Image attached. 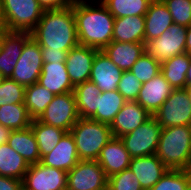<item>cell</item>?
<instances>
[{
  "label": "cell",
  "mask_w": 191,
  "mask_h": 190,
  "mask_svg": "<svg viewBox=\"0 0 191 190\" xmlns=\"http://www.w3.org/2000/svg\"><path fill=\"white\" fill-rule=\"evenodd\" d=\"M41 50L68 52L79 45L73 5L58 10H44L41 19L30 32Z\"/></svg>",
  "instance_id": "6da1fadb"
},
{
  "label": "cell",
  "mask_w": 191,
  "mask_h": 190,
  "mask_svg": "<svg viewBox=\"0 0 191 190\" xmlns=\"http://www.w3.org/2000/svg\"><path fill=\"white\" fill-rule=\"evenodd\" d=\"M92 6L89 1L73 4L79 45L103 50L112 42L114 16L99 0Z\"/></svg>",
  "instance_id": "7a4b0ae2"
},
{
  "label": "cell",
  "mask_w": 191,
  "mask_h": 190,
  "mask_svg": "<svg viewBox=\"0 0 191 190\" xmlns=\"http://www.w3.org/2000/svg\"><path fill=\"white\" fill-rule=\"evenodd\" d=\"M172 170H191V126L162 128L155 154Z\"/></svg>",
  "instance_id": "3957f363"
},
{
  "label": "cell",
  "mask_w": 191,
  "mask_h": 190,
  "mask_svg": "<svg viewBox=\"0 0 191 190\" xmlns=\"http://www.w3.org/2000/svg\"><path fill=\"white\" fill-rule=\"evenodd\" d=\"M80 160H97L102 148L113 138L110 125L80 118L71 128Z\"/></svg>",
  "instance_id": "277c9868"
},
{
  "label": "cell",
  "mask_w": 191,
  "mask_h": 190,
  "mask_svg": "<svg viewBox=\"0 0 191 190\" xmlns=\"http://www.w3.org/2000/svg\"><path fill=\"white\" fill-rule=\"evenodd\" d=\"M3 24L9 31L31 32L44 9L38 0H1Z\"/></svg>",
  "instance_id": "5b68a950"
},
{
  "label": "cell",
  "mask_w": 191,
  "mask_h": 190,
  "mask_svg": "<svg viewBox=\"0 0 191 190\" xmlns=\"http://www.w3.org/2000/svg\"><path fill=\"white\" fill-rule=\"evenodd\" d=\"M162 127L152 116L132 132L123 135L126 150L133 157H142L156 154Z\"/></svg>",
  "instance_id": "8992f818"
},
{
  "label": "cell",
  "mask_w": 191,
  "mask_h": 190,
  "mask_svg": "<svg viewBox=\"0 0 191 190\" xmlns=\"http://www.w3.org/2000/svg\"><path fill=\"white\" fill-rule=\"evenodd\" d=\"M187 27L173 23L160 37L145 43V52L162 63L186 52Z\"/></svg>",
  "instance_id": "52a82bcc"
},
{
  "label": "cell",
  "mask_w": 191,
  "mask_h": 190,
  "mask_svg": "<svg viewBox=\"0 0 191 190\" xmlns=\"http://www.w3.org/2000/svg\"><path fill=\"white\" fill-rule=\"evenodd\" d=\"M153 117L162 128L191 126V101L184 89H174Z\"/></svg>",
  "instance_id": "ba28073f"
},
{
  "label": "cell",
  "mask_w": 191,
  "mask_h": 190,
  "mask_svg": "<svg viewBox=\"0 0 191 190\" xmlns=\"http://www.w3.org/2000/svg\"><path fill=\"white\" fill-rule=\"evenodd\" d=\"M80 119L73 92L55 95L38 120L44 124L70 132Z\"/></svg>",
  "instance_id": "9c48e42d"
},
{
  "label": "cell",
  "mask_w": 191,
  "mask_h": 190,
  "mask_svg": "<svg viewBox=\"0 0 191 190\" xmlns=\"http://www.w3.org/2000/svg\"><path fill=\"white\" fill-rule=\"evenodd\" d=\"M108 178L96 160H80L67 174L66 190H107Z\"/></svg>",
  "instance_id": "30bf717a"
},
{
  "label": "cell",
  "mask_w": 191,
  "mask_h": 190,
  "mask_svg": "<svg viewBox=\"0 0 191 190\" xmlns=\"http://www.w3.org/2000/svg\"><path fill=\"white\" fill-rule=\"evenodd\" d=\"M42 66L41 47L30 37L23 46L21 56L10 78L25 87L30 86L38 82Z\"/></svg>",
  "instance_id": "8fae6325"
},
{
  "label": "cell",
  "mask_w": 191,
  "mask_h": 190,
  "mask_svg": "<svg viewBox=\"0 0 191 190\" xmlns=\"http://www.w3.org/2000/svg\"><path fill=\"white\" fill-rule=\"evenodd\" d=\"M67 171L43 165L29 166L22 180L23 190H66Z\"/></svg>",
  "instance_id": "7c38bea8"
},
{
  "label": "cell",
  "mask_w": 191,
  "mask_h": 190,
  "mask_svg": "<svg viewBox=\"0 0 191 190\" xmlns=\"http://www.w3.org/2000/svg\"><path fill=\"white\" fill-rule=\"evenodd\" d=\"M98 51L92 47L77 45L67 52L65 64L74 87L90 79L94 57Z\"/></svg>",
  "instance_id": "4fadbf2b"
},
{
  "label": "cell",
  "mask_w": 191,
  "mask_h": 190,
  "mask_svg": "<svg viewBox=\"0 0 191 190\" xmlns=\"http://www.w3.org/2000/svg\"><path fill=\"white\" fill-rule=\"evenodd\" d=\"M173 90V87L160 72L142 84L136 101L153 116Z\"/></svg>",
  "instance_id": "5bb4252c"
},
{
  "label": "cell",
  "mask_w": 191,
  "mask_h": 190,
  "mask_svg": "<svg viewBox=\"0 0 191 190\" xmlns=\"http://www.w3.org/2000/svg\"><path fill=\"white\" fill-rule=\"evenodd\" d=\"M152 115L137 101H126L110 125L113 137L120 138L139 127Z\"/></svg>",
  "instance_id": "9a60e30c"
},
{
  "label": "cell",
  "mask_w": 191,
  "mask_h": 190,
  "mask_svg": "<svg viewBox=\"0 0 191 190\" xmlns=\"http://www.w3.org/2000/svg\"><path fill=\"white\" fill-rule=\"evenodd\" d=\"M132 157L120 138L113 137L100 151L97 162L103 168L105 175L111 177L129 168Z\"/></svg>",
  "instance_id": "2e32d148"
},
{
  "label": "cell",
  "mask_w": 191,
  "mask_h": 190,
  "mask_svg": "<svg viewBox=\"0 0 191 190\" xmlns=\"http://www.w3.org/2000/svg\"><path fill=\"white\" fill-rule=\"evenodd\" d=\"M123 71L119 69L101 50L94 57L90 81L102 91L117 90Z\"/></svg>",
  "instance_id": "e0dca14e"
},
{
  "label": "cell",
  "mask_w": 191,
  "mask_h": 190,
  "mask_svg": "<svg viewBox=\"0 0 191 190\" xmlns=\"http://www.w3.org/2000/svg\"><path fill=\"white\" fill-rule=\"evenodd\" d=\"M79 161L75 140L70 132H66L57 146L41 158L43 165L67 172Z\"/></svg>",
  "instance_id": "ac0fdd59"
},
{
  "label": "cell",
  "mask_w": 191,
  "mask_h": 190,
  "mask_svg": "<svg viewBox=\"0 0 191 190\" xmlns=\"http://www.w3.org/2000/svg\"><path fill=\"white\" fill-rule=\"evenodd\" d=\"M129 168L139 180L143 190H150L169 170L155 154L133 157Z\"/></svg>",
  "instance_id": "d6986e66"
},
{
  "label": "cell",
  "mask_w": 191,
  "mask_h": 190,
  "mask_svg": "<svg viewBox=\"0 0 191 190\" xmlns=\"http://www.w3.org/2000/svg\"><path fill=\"white\" fill-rule=\"evenodd\" d=\"M31 37L30 32L9 31L0 50V73L4 78H10L21 56L25 42Z\"/></svg>",
  "instance_id": "ffe728a7"
},
{
  "label": "cell",
  "mask_w": 191,
  "mask_h": 190,
  "mask_svg": "<svg viewBox=\"0 0 191 190\" xmlns=\"http://www.w3.org/2000/svg\"><path fill=\"white\" fill-rule=\"evenodd\" d=\"M122 71H129L145 52V43L112 41L102 50Z\"/></svg>",
  "instance_id": "44dd1931"
},
{
  "label": "cell",
  "mask_w": 191,
  "mask_h": 190,
  "mask_svg": "<svg viewBox=\"0 0 191 190\" xmlns=\"http://www.w3.org/2000/svg\"><path fill=\"white\" fill-rule=\"evenodd\" d=\"M38 83L55 95L73 92L65 63H43Z\"/></svg>",
  "instance_id": "7402d4cb"
},
{
  "label": "cell",
  "mask_w": 191,
  "mask_h": 190,
  "mask_svg": "<svg viewBox=\"0 0 191 190\" xmlns=\"http://www.w3.org/2000/svg\"><path fill=\"white\" fill-rule=\"evenodd\" d=\"M144 18L145 43L160 37L173 24V18L162 0H153Z\"/></svg>",
  "instance_id": "603a6c76"
},
{
  "label": "cell",
  "mask_w": 191,
  "mask_h": 190,
  "mask_svg": "<svg viewBox=\"0 0 191 190\" xmlns=\"http://www.w3.org/2000/svg\"><path fill=\"white\" fill-rule=\"evenodd\" d=\"M112 41L145 43L144 16L115 18Z\"/></svg>",
  "instance_id": "cb8c5ba5"
},
{
  "label": "cell",
  "mask_w": 191,
  "mask_h": 190,
  "mask_svg": "<svg viewBox=\"0 0 191 190\" xmlns=\"http://www.w3.org/2000/svg\"><path fill=\"white\" fill-rule=\"evenodd\" d=\"M7 144L29 165L41 162L39 147L31 126L22 130H12Z\"/></svg>",
  "instance_id": "d4e9b609"
},
{
  "label": "cell",
  "mask_w": 191,
  "mask_h": 190,
  "mask_svg": "<svg viewBox=\"0 0 191 190\" xmlns=\"http://www.w3.org/2000/svg\"><path fill=\"white\" fill-rule=\"evenodd\" d=\"M190 62L191 54L185 52L161 63V73L173 89H184L187 85L186 74Z\"/></svg>",
  "instance_id": "484cf974"
},
{
  "label": "cell",
  "mask_w": 191,
  "mask_h": 190,
  "mask_svg": "<svg viewBox=\"0 0 191 190\" xmlns=\"http://www.w3.org/2000/svg\"><path fill=\"white\" fill-rule=\"evenodd\" d=\"M126 100L117 91H102L96 103V113L90 118L92 120L111 125L115 115L122 109Z\"/></svg>",
  "instance_id": "4316f807"
},
{
  "label": "cell",
  "mask_w": 191,
  "mask_h": 190,
  "mask_svg": "<svg viewBox=\"0 0 191 190\" xmlns=\"http://www.w3.org/2000/svg\"><path fill=\"white\" fill-rule=\"evenodd\" d=\"M100 92L97 85L90 80L74 87L73 93L80 118H91L96 113V103Z\"/></svg>",
  "instance_id": "83f0119b"
},
{
  "label": "cell",
  "mask_w": 191,
  "mask_h": 190,
  "mask_svg": "<svg viewBox=\"0 0 191 190\" xmlns=\"http://www.w3.org/2000/svg\"><path fill=\"white\" fill-rule=\"evenodd\" d=\"M26 160L7 143L0 145V175L23 180L29 168Z\"/></svg>",
  "instance_id": "f1b7e54d"
},
{
  "label": "cell",
  "mask_w": 191,
  "mask_h": 190,
  "mask_svg": "<svg viewBox=\"0 0 191 190\" xmlns=\"http://www.w3.org/2000/svg\"><path fill=\"white\" fill-rule=\"evenodd\" d=\"M55 94L38 82L25 89L24 105L32 119H38L54 99Z\"/></svg>",
  "instance_id": "f546056e"
},
{
  "label": "cell",
  "mask_w": 191,
  "mask_h": 190,
  "mask_svg": "<svg viewBox=\"0 0 191 190\" xmlns=\"http://www.w3.org/2000/svg\"><path fill=\"white\" fill-rule=\"evenodd\" d=\"M30 126L36 137L41 158L50 153L66 133V131L44 124L38 119H33Z\"/></svg>",
  "instance_id": "4dcf8cb0"
},
{
  "label": "cell",
  "mask_w": 191,
  "mask_h": 190,
  "mask_svg": "<svg viewBox=\"0 0 191 190\" xmlns=\"http://www.w3.org/2000/svg\"><path fill=\"white\" fill-rule=\"evenodd\" d=\"M24 103L7 104L0 107V124L11 130H22L32 123Z\"/></svg>",
  "instance_id": "1f68e13d"
},
{
  "label": "cell",
  "mask_w": 191,
  "mask_h": 190,
  "mask_svg": "<svg viewBox=\"0 0 191 190\" xmlns=\"http://www.w3.org/2000/svg\"><path fill=\"white\" fill-rule=\"evenodd\" d=\"M114 18L145 16L153 0H100Z\"/></svg>",
  "instance_id": "d6a6232c"
},
{
  "label": "cell",
  "mask_w": 191,
  "mask_h": 190,
  "mask_svg": "<svg viewBox=\"0 0 191 190\" xmlns=\"http://www.w3.org/2000/svg\"><path fill=\"white\" fill-rule=\"evenodd\" d=\"M150 190H191V170L169 169Z\"/></svg>",
  "instance_id": "836d02e7"
},
{
  "label": "cell",
  "mask_w": 191,
  "mask_h": 190,
  "mask_svg": "<svg viewBox=\"0 0 191 190\" xmlns=\"http://www.w3.org/2000/svg\"><path fill=\"white\" fill-rule=\"evenodd\" d=\"M129 71L143 84L161 72V63L144 52Z\"/></svg>",
  "instance_id": "e575fe53"
},
{
  "label": "cell",
  "mask_w": 191,
  "mask_h": 190,
  "mask_svg": "<svg viewBox=\"0 0 191 190\" xmlns=\"http://www.w3.org/2000/svg\"><path fill=\"white\" fill-rule=\"evenodd\" d=\"M26 87L11 78H4L0 84V107L7 104L24 103Z\"/></svg>",
  "instance_id": "d590c367"
},
{
  "label": "cell",
  "mask_w": 191,
  "mask_h": 190,
  "mask_svg": "<svg viewBox=\"0 0 191 190\" xmlns=\"http://www.w3.org/2000/svg\"><path fill=\"white\" fill-rule=\"evenodd\" d=\"M170 12L173 23L184 27L191 25V0H162Z\"/></svg>",
  "instance_id": "8d00e7d4"
},
{
  "label": "cell",
  "mask_w": 191,
  "mask_h": 190,
  "mask_svg": "<svg viewBox=\"0 0 191 190\" xmlns=\"http://www.w3.org/2000/svg\"><path fill=\"white\" fill-rule=\"evenodd\" d=\"M107 190H143L130 168L108 177Z\"/></svg>",
  "instance_id": "74e56055"
},
{
  "label": "cell",
  "mask_w": 191,
  "mask_h": 190,
  "mask_svg": "<svg viewBox=\"0 0 191 190\" xmlns=\"http://www.w3.org/2000/svg\"><path fill=\"white\" fill-rule=\"evenodd\" d=\"M141 87L142 83L131 71H123L117 91L126 101H136Z\"/></svg>",
  "instance_id": "f35d334b"
},
{
  "label": "cell",
  "mask_w": 191,
  "mask_h": 190,
  "mask_svg": "<svg viewBox=\"0 0 191 190\" xmlns=\"http://www.w3.org/2000/svg\"><path fill=\"white\" fill-rule=\"evenodd\" d=\"M43 63H65L67 52L62 50H41Z\"/></svg>",
  "instance_id": "ab89813d"
},
{
  "label": "cell",
  "mask_w": 191,
  "mask_h": 190,
  "mask_svg": "<svg viewBox=\"0 0 191 190\" xmlns=\"http://www.w3.org/2000/svg\"><path fill=\"white\" fill-rule=\"evenodd\" d=\"M38 1L44 10H58L72 6V4L68 0H38Z\"/></svg>",
  "instance_id": "60d3db41"
},
{
  "label": "cell",
  "mask_w": 191,
  "mask_h": 190,
  "mask_svg": "<svg viewBox=\"0 0 191 190\" xmlns=\"http://www.w3.org/2000/svg\"><path fill=\"white\" fill-rule=\"evenodd\" d=\"M0 190H23L22 180L0 175Z\"/></svg>",
  "instance_id": "b9f144b4"
},
{
  "label": "cell",
  "mask_w": 191,
  "mask_h": 190,
  "mask_svg": "<svg viewBox=\"0 0 191 190\" xmlns=\"http://www.w3.org/2000/svg\"><path fill=\"white\" fill-rule=\"evenodd\" d=\"M12 130L0 124V145L6 144L10 137Z\"/></svg>",
  "instance_id": "7bdbcfd3"
},
{
  "label": "cell",
  "mask_w": 191,
  "mask_h": 190,
  "mask_svg": "<svg viewBox=\"0 0 191 190\" xmlns=\"http://www.w3.org/2000/svg\"><path fill=\"white\" fill-rule=\"evenodd\" d=\"M186 36V52L191 54V25L187 27Z\"/></svg>",
  "instance_id": "ee69618b"
},
{
  "label": "cell",
  "mask_w": 191,
  "mask_h": 190,
  "mask_svg": "<svg viewBox=\"0 0 191 190\" xmlns=\"http://www.w3.org/2000/svg\"><path fill=\"white\" fill-rule=\"evenodd\" d=\"M8 32L9 30L5 26H0V50L2 48L3 39Z\"/></svg>",
  "instance_id": "f6af8a7d"
},
{
  "label": "cell",
  "mask_w": 191,
  "mask_h": 190,
  "mask_svg": "<svg viewBox=\"0 0 191 190\" xmlns=\"http://www.w3.org/2000/svg\"><path fill=\"white\" fill-rule=\"evenodd\" d=\"M186 79H187V85H190L191 84V62L189 65V69L187 70Z\"/></svg>",
  "instance_id": "bcb514c9"
},
{
  "label": "cell",
  "mask_w": 191,
  "mask_h": 190,
  "mask_svg": "<svg viewBox=\"0 0 191 190\" xmlns=\"http://www.w3.org/2000/svg\"><path fill=\"white\" fill-rule=\"evenodd\" d=\"M184 90L186 91L187 95H188V98L189 100L191 101V84L190 85H186L184 87Z\"/></svg>",
  "instance_id": "7dc6e473"
},
{
  "label": "cell",
  "mask_w": 191,
  "mask_h": 190,
  "mask_svg": "<svg viewBox=\"0 0 191 190\" xmlns=\"http://www.w3.org/2000/svg\"><path fill=\"white\" fill-rule=\"evenodd\" d=\"M72 5L77 3H83L86 2V0H68Z\"/></svg>",
  "instance_id": "c3c4849f"
},
{
  "label": "cell",
  "mask_w": 191,
  "mask_h": 190,
  "mask_svg": "<svg viewBox=\"0 0 191 190\" xmlns=\"http://www.w3.org/2000/svg\"><path fill=\"white\" fill-rule=\"evenodd\" d=\"M0 26H5V25L3 24V19H2L1 0H0Z\"/></svg>",
  "instance_id": "681fc988"
},
{
  "label": "cell",
  "mask_w": 191,
  "mask_h": 190,
  "mask_svg": "<svg viewBox=\"0 0 191 190\" xmlns=\"http://www.w3.org/2000/svg\"><path fill=\"white\" fill-rule=\"evenodd\" d=\"M3 79H4V77H3V75L0 73V84L2 83Z\"/></svg>",
  "instance_id": "f907efd6"
}]
</instances>
